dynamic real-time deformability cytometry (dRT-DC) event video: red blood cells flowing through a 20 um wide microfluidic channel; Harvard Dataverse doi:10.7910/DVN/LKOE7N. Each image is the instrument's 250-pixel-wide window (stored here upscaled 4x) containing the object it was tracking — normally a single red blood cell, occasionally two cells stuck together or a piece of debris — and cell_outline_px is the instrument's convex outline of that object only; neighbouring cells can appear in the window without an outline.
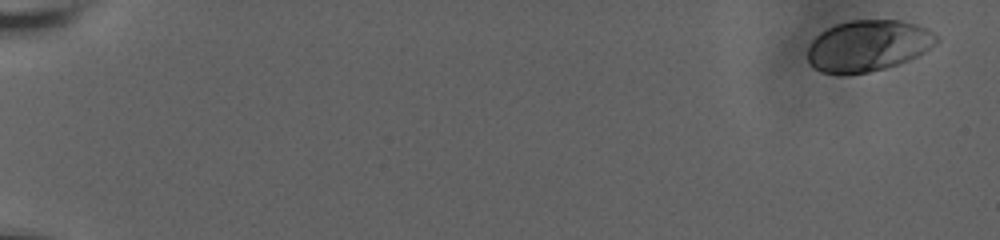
{"species": "human", "species_latin": "Homo sapiens", "temperature_condition": "room temperature", "stored_images_in_passage": 11, "camera_frame_rate_fps": 3000, "um_per_image_px": 0.085, "donor": {"sex": "male"}, "frame": {"image": 1, "passage_image": 1, "time_ms": 0.0, "image_size_px": [1000, 240], "cell_outline_px": [[940, 40], [932, 48], [908, 60], [884, 68], [868, 72], [820, 72], [808, 60], [808, 48], [812, 40], [820, 32], [836, 24], [852, 20], [900, 20], [916, 24], [928, 28], [936, 32], [940, 36]], "centroid_in_image_um": [73.86, 3.84], "position_along_channel_um": 11.1, "area_um2": 38.21}}
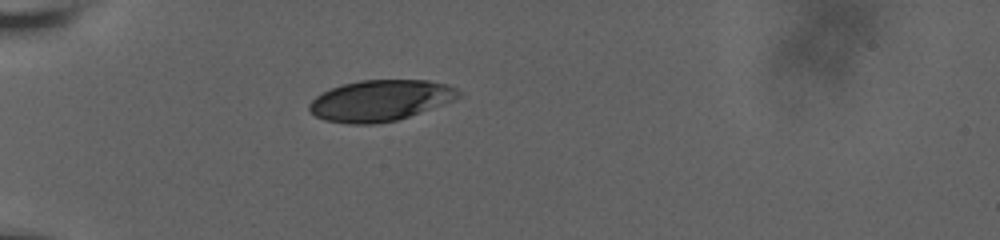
{"frame": {"image": 2, "passage_image": 7, "time_ms": 6.0, "image_size_px": [1000, 240], "cell_outline_px": [[460, 96], [452, 100], [408, 116], [396, 120], [372, 124], [348, 124], [324, 120], [316, 116], [308, 108], [308, 104], [316, 96], [332, 88], [344, 84], [360, 80], [428, 80], [448, 84], [456, 88], [460, 92]], "centroid_in_image_um": [32.3, 8.54], "position_along_channel_um": 52.7, "area_um2": 35.26}}
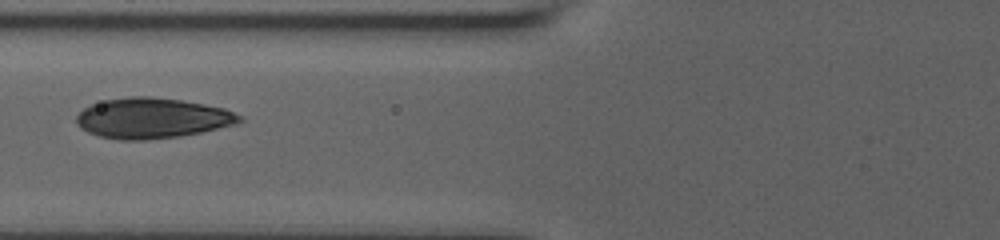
{"frame": {"image": 3, "passage_image": 10, "time_ms": 8.333, "image_size_px": [1000, 240], "cell_outline_px": [[244, 120], [236, 124], [200, 132], [180, 136], [144, 140], [120, 140], [100, 136], [88, 132], [80, 128], [76, 124], [76, 116], [84, 108], [92, 104], [104, 100], [132, 96], [152, 96], [180, 100], [204, 104], [224, 108], [244, 116]], "centroid_in_image_um": [12.94, 10.04], "position_along_channel_um": 112.9, "area_um2": 38.44}}